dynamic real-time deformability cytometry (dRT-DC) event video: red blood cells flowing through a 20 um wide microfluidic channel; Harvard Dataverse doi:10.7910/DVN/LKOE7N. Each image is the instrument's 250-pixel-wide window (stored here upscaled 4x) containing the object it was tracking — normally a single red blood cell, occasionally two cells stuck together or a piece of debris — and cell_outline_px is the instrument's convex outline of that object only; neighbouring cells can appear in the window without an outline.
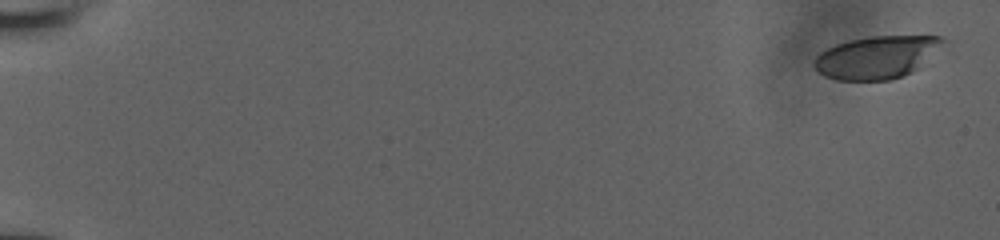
{"species": "human", "species_latin": "Homo sapiens", "temperature_condition": "room temperature", "stored_images_in_passage": 55, "camera_frame_rate_fps": 3000, "um_per_image_px": 0.085, "donor": {"sex": "male"}, "frame": {"image": 1, "passage_image": 1, "time_ms": 0.0, "image_size_px": [1000, 240], "cell_outline_px": [[952, 40], [912, 72], [888, 80], [836, 80], [824, 76], [816, 68], [816, 56], [820, 52], [836, 44], [848, 40], [868, 36], [944, 36]], "centroid_in_image_um": [74.61, 4.84], "position_along_channel_um": 10.4, "area_um2": 32.14}}
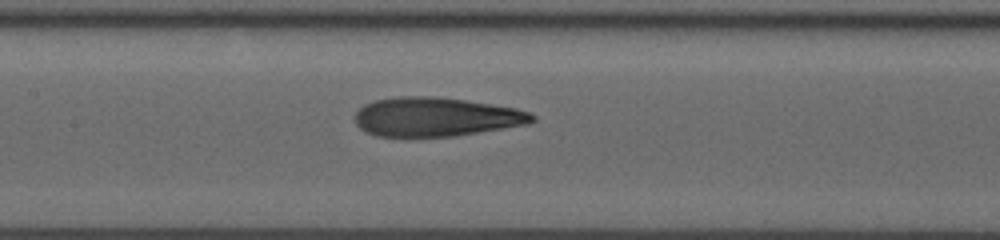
{"frame": {"image": 2, "passage_image": 31, "time_ms": 9.667, "image_size_px": [1000, 240], "cell_outline_px": [[536, 120], [528, 124], [452, 136], [376, 136], [364, 132], [356, 124], [356, 112], [364, 104], [376, 100], [400, 96], [432, 96], [464, 100], [492, 104], [516, 108], [528, 112], [536, 116]], "centroid_in_image_um": [37.04, 9.93], "position_along_channel_um": 170.4, "area_um2": 40.06}}
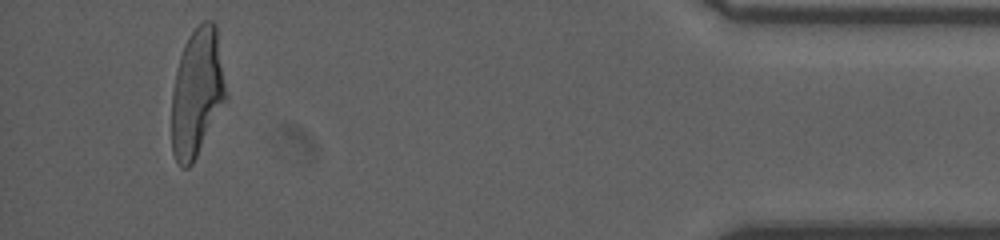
{"frame": {"image": 3, "passage_image": 54, "time_ms": 17.667, "image_size_px": [1000, 240], "cell_outline_px": [[228, 100], [192, 164], [188, 168], [180, 168], [176, 164], [172, 152], [172, 92], [176, 68], [184, 44], [192, 32], [204, 20], [212, 20], [216, 24], [228, 96]], "centroid_in_image_um": [16.76, 7.91], "position_along_channel_um": 418.4, "area_um2": 41.21}, "authors_computed_cell_mechanics": {"area_um2": 39.8242, "velocity_mm_per_s": 3.8477, "shape_relaxation_time_tau1_ms": 4.667, "shape_relaxation_time_tau2_ms": 1.3949, "deformation_change_tau1": 0.2215, "deformation_change_tau2": 0.1058}}